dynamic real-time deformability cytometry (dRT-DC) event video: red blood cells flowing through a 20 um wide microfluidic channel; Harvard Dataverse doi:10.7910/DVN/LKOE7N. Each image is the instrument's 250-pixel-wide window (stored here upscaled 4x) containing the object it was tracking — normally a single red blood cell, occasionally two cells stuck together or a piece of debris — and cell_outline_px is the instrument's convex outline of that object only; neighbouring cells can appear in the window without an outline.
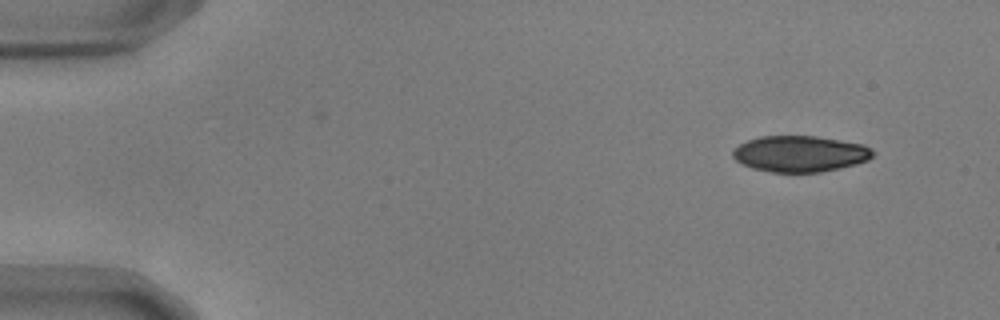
{"species": "common noctule bat (a hibernating species)", "species_latin": "Nyctalus noctula", "temperature_condition": "warm", "stored_images_in_passage": 51, "camera_frame_rate_fps": 3000, "um_per_image_px": 0.085, "animal": {"sex": "male", "body_mass_g": 17.9, "forearm_length_mm": 54.2}, "frame": {"image": 1, "passage_image": 1, "time_ms": 0.0, "image_size_px": [1000, 320], "cell_outline_px": [[876, 152], [868, 160], [856, 164], [840, 168], [820, 172], [772, 172], [752, 168], [736, 160], [732, 156], [732, 152], [740, 144], [748, 140], [760, 136], [816, 136], [864, 144], [872, 148]], "centroid_in_image_um": [68.04, 13.07], "position_along_channel_um": 17.0, "area_um2": 29.48}}
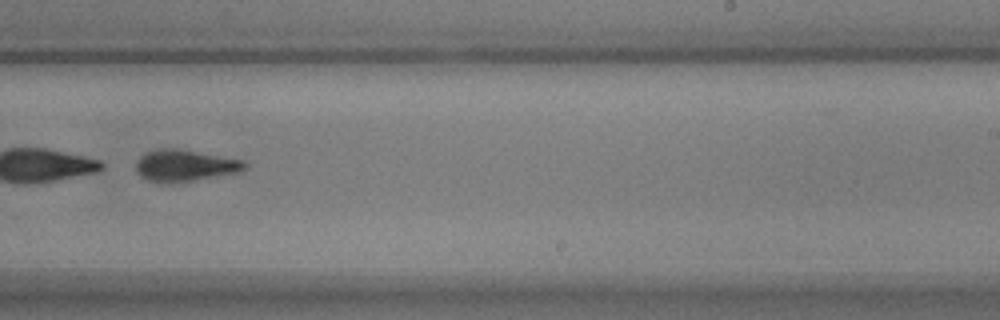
{"frame": {"image": 2, "passage_image": 31, "time_ms": 10.0, "image_size_px": [1000, 320], "cell_outline_px": [[248, 164], [240, 172], [192, 180], [148, 180], [140, 176], [136, 172], [136, 160], [140, 156], [148, 152], [164, 148], [172, 148], [244, 160]], "centroid_in_image_um": [15.73, 14.04], "position_along_channel_um": 273.3, "area_um2": 19.13}, "authors_computed_cell_mechanics": {"area_um2": 29.7092, "velocity_mm_per_s": 3.6993, "shape_relaxation_time_tau1_ms": 1.4775, "shape_relaxation_time_tau2_ms": 4.8968, "deformation_change_tau1": 0.2962, "deformation_change_tau2": 0.1403}}